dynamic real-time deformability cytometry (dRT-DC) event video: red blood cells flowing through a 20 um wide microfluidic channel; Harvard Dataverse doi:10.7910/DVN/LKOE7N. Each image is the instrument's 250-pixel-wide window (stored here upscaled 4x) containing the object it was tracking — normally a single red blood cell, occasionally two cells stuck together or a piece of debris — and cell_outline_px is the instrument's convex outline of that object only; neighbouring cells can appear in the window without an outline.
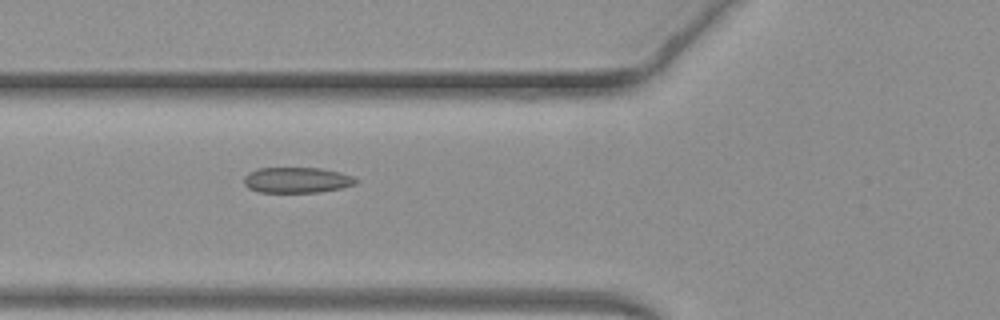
{"species": "common noctule bat (a hibernating species)", "species_latin": "Nyctalus noctula", "temperature_condition": "warm", "stored_images_in_passage": 52, "camera_frame_rate_fps": 3000, "um_per_image_px": 0.085, "animal": {"sex": "female", "body_mass_g": 19.3, "forearm_length_mm": 54.1}, "frame": {"image": 1, "passage_image": 20, "time_ms": 6.333, "image_size_px": [1000, 320], "cell_outline_px": [[360, 180], [356, 184], [340, 188], [320, 192], [260, 192], [248, 188], [244, 184], [244, 176], [248, 172], [256, 168], [320, 168], [340, 172], [352, 176]], "centroid_in_image_um": [25.23, 15.3], "position_along_channel_um": 100.6, "area_um2": 16.82}}
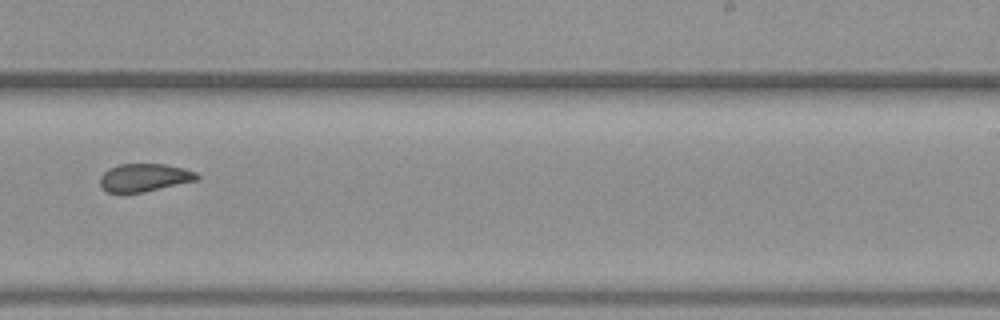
{"frame": {"image": 2, "passage_image": 33, "time_ms": 10.667, "image_size_px": [1000, 320], "cell_outline_px": [[200, 180], [144, 192], [124, 196], [108, 192], [100, 184], [100, 176], [108, 168], [120, 164], [164, 164], [184, 168], [196, 172], [200, 176]], "centroid_in_image_um": [12.27, 15.13], "position_along_channel_um": 276.7, "area_um2": 16.36}}
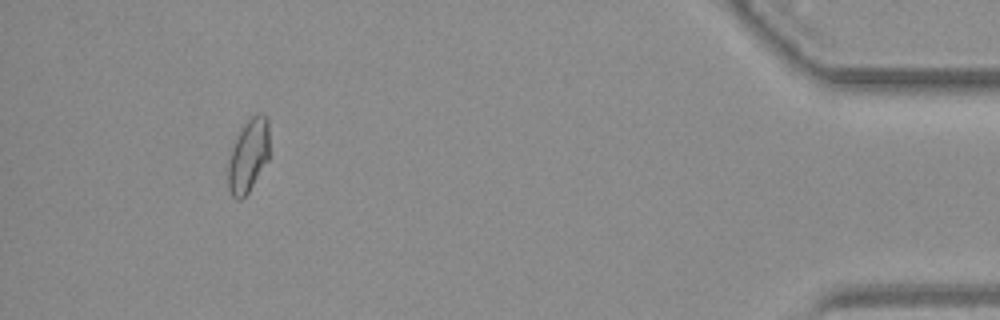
{"frame": {"image": 3, "passage_image": 48, "time_ms": 15.667, "image_size_px": [1000, 320], "cell_outline_px": [[268, 160], [248, 192], [240, 200], [236, 200], [232, 196], [228, 188], [228, 160], [232, 144], [240, 124], [256, 112], [264, 112], [268, 116]], "centroid_in_image_um": [21.09, 13.13], "position_along_channel_um": 414.1, "area_um2": 18.26}, "authors_computed_cell_mechanics": {"area_um2": 17.0221, "velocity_mm_per_s": 4.0735, "shape_relaxation_time_tau1_ms": null, "shape_relaxation_time_tau2_ms": 1.8646, "deformation_change_tau1": null, "deformation_change_tau2": 0.0866}}